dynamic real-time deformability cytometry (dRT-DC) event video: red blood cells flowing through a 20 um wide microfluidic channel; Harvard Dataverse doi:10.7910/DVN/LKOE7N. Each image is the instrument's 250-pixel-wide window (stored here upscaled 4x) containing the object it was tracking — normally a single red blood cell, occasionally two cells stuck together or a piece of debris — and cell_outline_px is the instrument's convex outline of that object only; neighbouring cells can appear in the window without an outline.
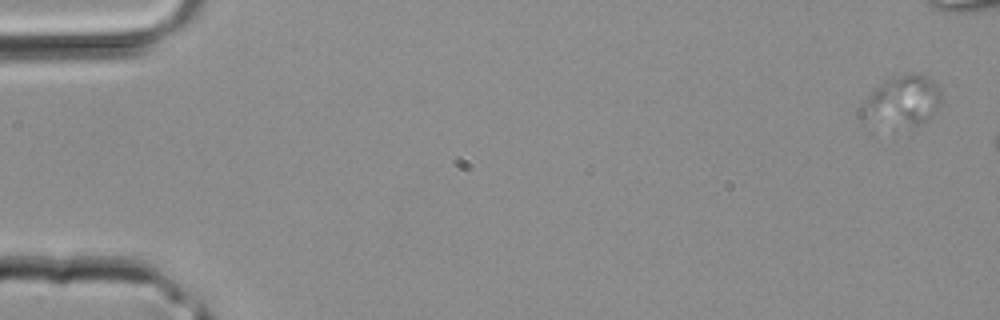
{"species": "common noctule bat (a hibernating species)", "species_latin": "Nyctalus noctula", "temperature_condition": "room temperature", "stored_images_in_passage": 8, "camera_frame_rate_fps": 3000, "um_per_image_px": 0.085, "animal": {"sex": "male", "body_mass_g": 20.4}, "frame": {"image": 1, "passage_image": 2, "time_ms": 0.333, "image_size_px": [1000, 320], "cell_outline_px": [[940, 104], [932, 116], [920, 124], [860, 124], [860, 108], [864, 100], [884, 80], [896, 76], [912, 72], [924, 76], [940, 84]], "centroid_in_image_um": [76.64, 8.58], "position_along_channel_um": 8.4, "area_um2": 23.52}}